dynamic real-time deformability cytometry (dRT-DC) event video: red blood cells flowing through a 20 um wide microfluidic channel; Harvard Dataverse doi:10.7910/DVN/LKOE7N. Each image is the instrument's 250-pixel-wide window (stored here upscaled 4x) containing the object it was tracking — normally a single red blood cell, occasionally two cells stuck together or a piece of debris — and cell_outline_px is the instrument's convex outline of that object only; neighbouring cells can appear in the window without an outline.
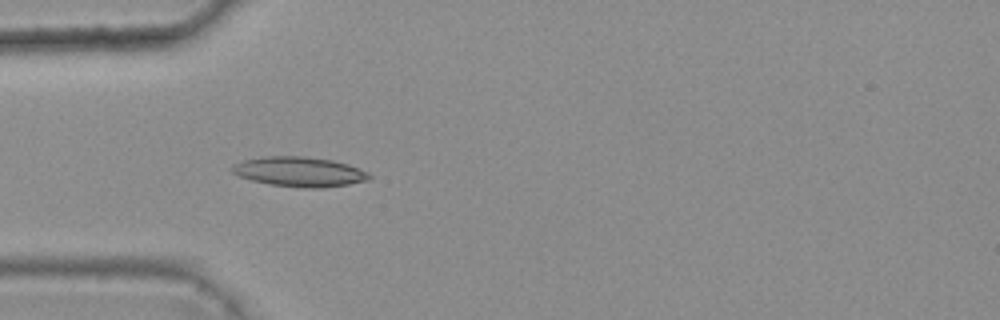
{"species": "common noctule bat (a hibernating species)", "species_latin": "Nyctalus noctula", "temperature_condition": "warm", "stored_images_in_passage": 10, "camera_frame_rate_fps": 3000, "um_per_image_px": 0.085, "animal": {"sex": "female", "body_mass_g": 25.1}, "frame": {"image": 1, "passage_image": 4, "time_ms": 1.0, "image_size_px": [1000, 320], "cell_outline_px": [[372, 176], [368, 180], [348, 184], [324, 188], [304, 188], [268, 184], [252, 180], [240, 176], [232, 172], [228, 168], [232, 164], [244, 160], [264, 156], [304, 156], [332, 160], [348, 164], [360, 168], [368, 172]], "centroid_in_image_um": [25.44, 14.6], "position_along_channel_um": 59.6, "area_um2": 23.99}}
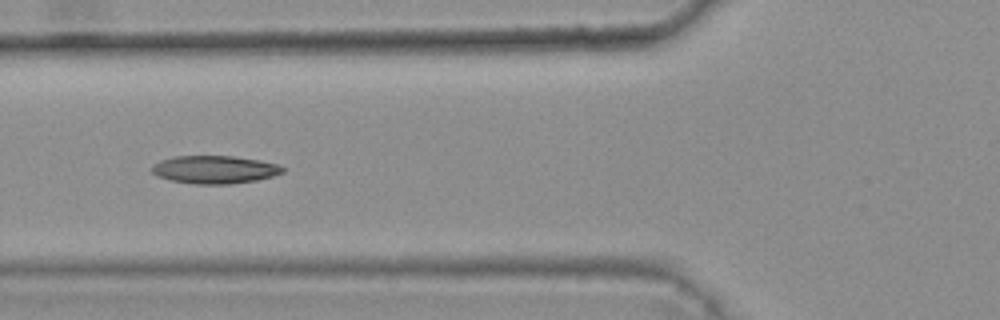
{"frame": {"image": 2, "passage_image": 5, "time_ms": 1.333, "image_size_px": [1000, 320], "cell_outline_px": [[284, 172], [272, 176], [256, 180], [232, 184], [192, 184], [172, 180], [160, 176], [152, 172], [152, 164], [160, 160], [176, 156], [232, 156], [260, 160], [276, 164], [284, 168]], "centroid_in_image_um": [18.24, 14.41], "position_along_channel_um": 107.6, "area_um2": 21.15}}
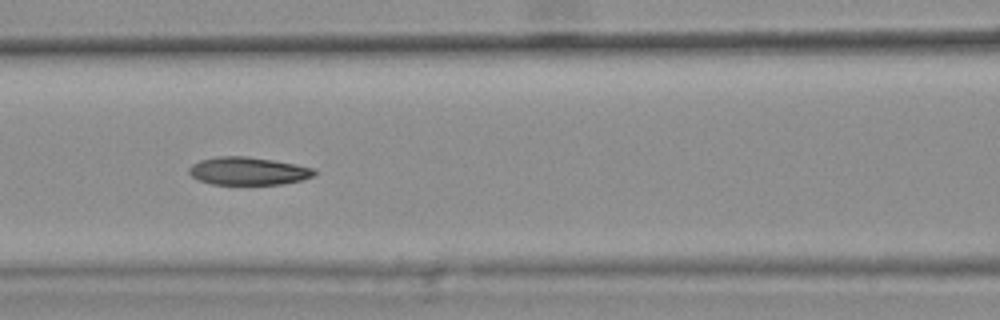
{"frame": {"image": 3, "passage_image": 6, "time_ms": 1.667, "image_size_px": [1000, 320], "cell_outline_px": [[316, 172], [312, 176], [300, 180], [280, 184], [212, 184], [200, 180], [192, 176], [188, 172], [188, 168], [192, 164], [200, 160], [216, 156], [248, 156], [296, 164], [316, 168]], "centroid_in_image_um": [21.08, 14.52], "position_along_channel_um": 145.5, "area_um2": 20.29}}